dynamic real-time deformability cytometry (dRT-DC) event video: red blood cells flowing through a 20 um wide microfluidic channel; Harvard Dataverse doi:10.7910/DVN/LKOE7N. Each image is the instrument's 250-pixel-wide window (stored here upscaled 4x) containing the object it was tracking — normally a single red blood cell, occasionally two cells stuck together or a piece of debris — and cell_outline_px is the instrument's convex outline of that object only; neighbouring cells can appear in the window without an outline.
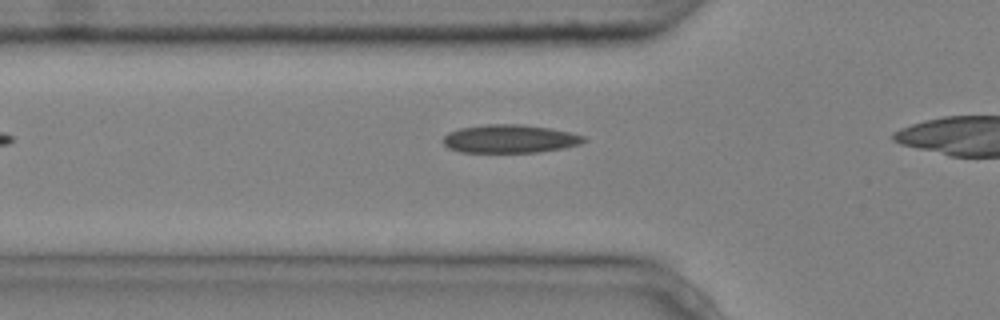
{"species": "common noctule bat (a hibernating species)", "species_latin": "Nyctalus noctula", "temperature_condition": "cold", "stored_images_in_passage": 4, "camera_frame_rate_fps": 3000, "um_per_image_px": 0.085, "animal": {"sex": "male", "body_mass_g": 20.4}, "frame": {"image": 1, "passage_image": 3, "time_ms": 0.667, "image_size_px": [1000, 320], "cell_outline_px": [[588, 140], [580, 144], [564, 148], [540, 152], [460, 152], [448, 148], [444, 144], [444, 136], [448, 132], [460, 128], [484, 124], [520, 124], [552, 128], [584, 136]], "centroid_in_image_um": [43.34, 11.8], "position_along_channel_um": 82.5, "area_um2": 23.29}}